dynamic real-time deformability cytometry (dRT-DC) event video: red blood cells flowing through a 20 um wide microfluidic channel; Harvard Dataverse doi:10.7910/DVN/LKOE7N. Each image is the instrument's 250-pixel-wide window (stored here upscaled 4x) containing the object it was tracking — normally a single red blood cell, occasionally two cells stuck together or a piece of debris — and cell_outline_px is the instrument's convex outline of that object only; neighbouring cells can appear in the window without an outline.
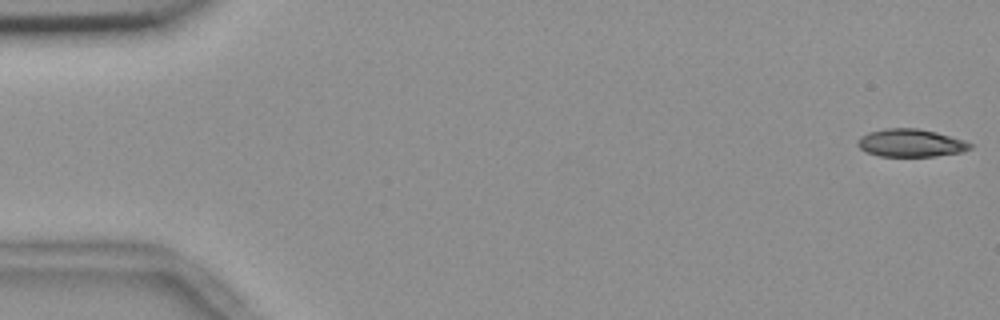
{"species": "common noctule bat (a hibernating species)", "species_latin": "Nyctalus noctula", "temperature_condition": "room temperature", "stored_images_in_passage": 55, "camera_frame_rate_fps": 3000, "um_per_image_px": 0.085, "animal": {"sex": "female", "body_mass_g": 18.4}, "frame": {"image": 1, "passage_image": 1, "time_ms": 0.0, "image_size_px": [1000, 320], "cell_outline_px": [[972, 148], [964, 152], [936, 156], [880, 156], [868, 152], [860, 148], [856, 144], [856, 140], [860, 136], [868, 132], [884, 128], [920, 128], [936, 132], [964, 140], [972, 144]], "centroid_in_image_um": [77.41, 12.14], "position_along_channel_um": 7.6, "area_um2": 18.38}}
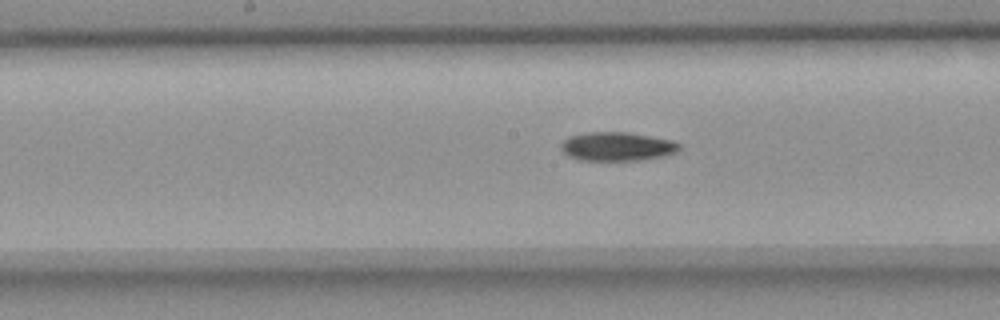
{"frame": {"image": 2, "passage_image": 28, "time_ms": 9.0, "image_size_px": [1000, 320], "cell_outline_px": [[680, 148], [676, 152], [664, 156], [640, 160], [576, 160], [568, 156], [560, 148], [560, 144], [568, 136], [588, 132], [628, 132], [672, 140], [680, 144]], "centroid_in_image_um": [52.43, 12.45], "position_along_channel_um": 195.8, "area_um2": 19.94}}
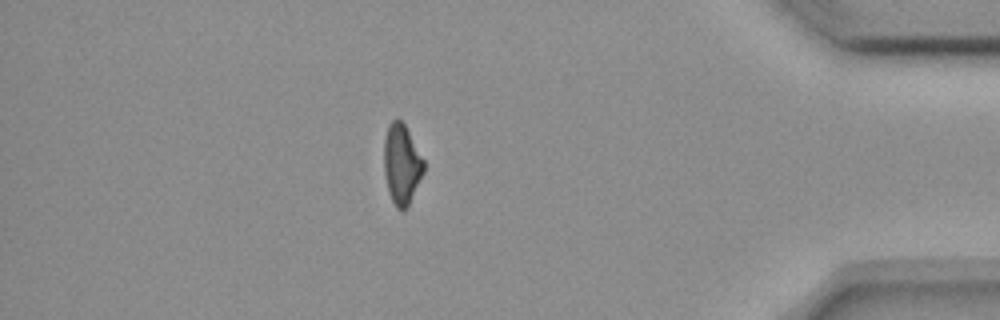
{"frame": {"image": 3, "passage_image": 48, "time_ms": 15.667, "image_size_px": [1000, 320], "cell_outline_px": [[424, 172], [404, 212], [400, 212], [396, 208], [388, 192], [384, 172], [384, 140], [388, 124], [396, 116], [404, 124], [424, 160]], "centroid_in_image_um": [34.12, 13.96], "position_along_channel_um": 401.1, "area_um2": 18.55}, "authors_computed_cell_mechanics": {"area_um2": 19.5942, "velocity_mm_per_s": 3.6821, "shape_relaxation_time_tau1_ms": 7.7402, "shape_relaxation_time_tau2_ms": null, "deformation_change_tau1": 0.1881, "deformation_change_tau2": null}}